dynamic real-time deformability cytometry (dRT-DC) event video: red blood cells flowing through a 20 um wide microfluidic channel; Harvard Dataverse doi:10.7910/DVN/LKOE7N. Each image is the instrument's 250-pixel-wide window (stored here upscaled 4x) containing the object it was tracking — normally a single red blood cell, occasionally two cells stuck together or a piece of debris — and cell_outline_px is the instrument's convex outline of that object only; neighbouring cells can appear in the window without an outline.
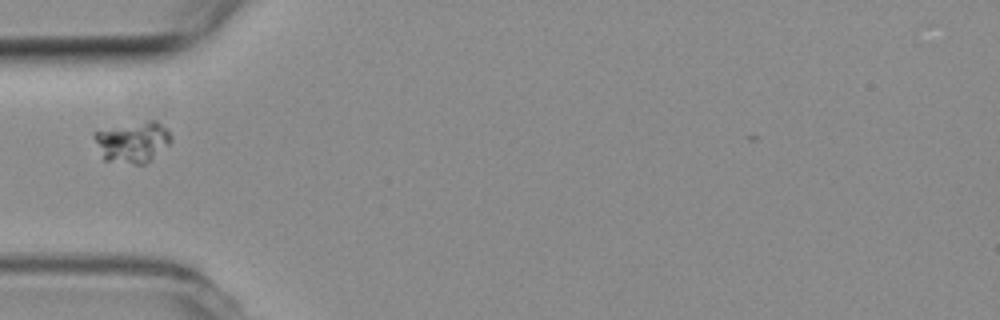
{"species": "common noctule bat (a hibernating species)", "species_latin": "Nyctalus noctula", "temperature_condition": "room temperature", "stored_images_in_passage": 32, "camera_frame_rate_fps": 3000, "um_per_image_px": 0.085, "animal": {"sex": "female", "body_mass_g": 19.3, "forearm_length_mm": 54.1}, "frame": {"image": 1, "passage_image": 1, "time_ms": 0.0, "image_size_px": [1000, 320], "cell_outline_px": [[172, 140], [168, 144], [144, 164], [136, 164], [104, 160], [92, 136], [92, 132], [148, 120], [156, 120], [168, 128], [172, 136]], "centroid_in_image_um": [11.28, 12.05], "position_along_channel_um": 73.7, "area_um2": 18.09}}
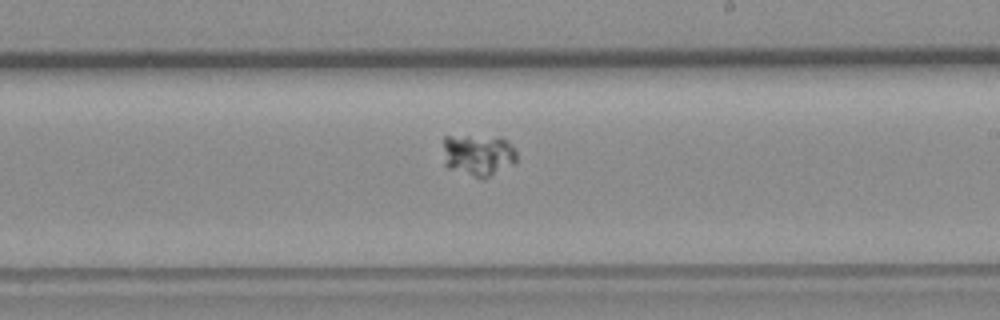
{"frame": {"image": 2, "passage_image": 15, "time_ms": 4.667, "image_size_px": [1000, 320], "cell_outline_px": [[516, 164], [484, 180], [480, 180], [448, 168], [444, 164], [444, 136], [500, 136], [516, 152]], "centroid_in_image_um": [40.65, 13.21], "position_along_channel_um": 248.3, "area_um2": 18.32}}
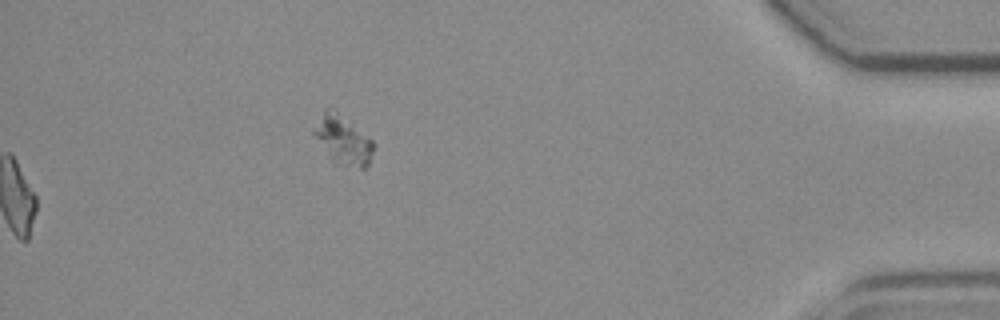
{"frame": {"image": 3, "passage_image": 32, "time_ms": 10.333, "image_size_px": [1000, 320], "cell_outline_px": [[372, 152], [368, 164], [364, 168], [360, 168], [336, 164], [312, 132], [324, 108], [336, 108], [372, 140]], "centroid_in_image_um": [29.15, 11.85], "position_along_channel_um": 406.1, "area_um2": 16.65}}